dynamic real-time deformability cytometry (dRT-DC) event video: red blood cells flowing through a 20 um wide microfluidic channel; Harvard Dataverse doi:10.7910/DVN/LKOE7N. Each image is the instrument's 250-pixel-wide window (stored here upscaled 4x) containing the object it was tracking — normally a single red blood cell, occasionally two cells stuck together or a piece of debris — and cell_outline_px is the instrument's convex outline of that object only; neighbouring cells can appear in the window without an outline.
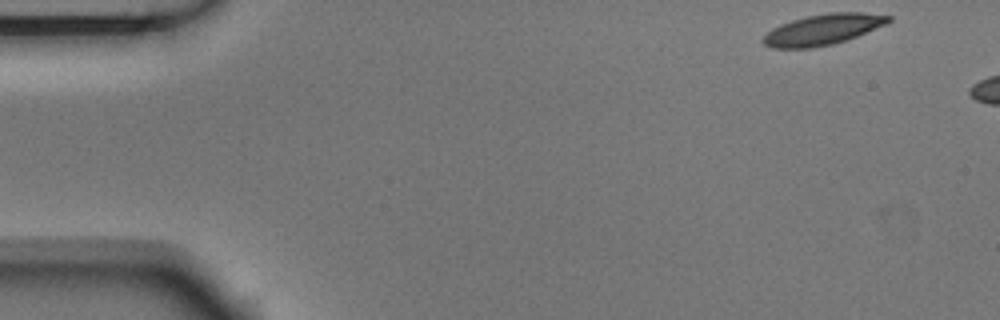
{"species": "Egyptian fruit bat (a non-hibernating species)", "species_latin": "Rousettus aegyptiacus", "temperature_condition": "room temperature", "stored_images_in_passage": 6, "camera_frame_rate_fps": 3000, "um_per_image_px": 0.085, "animal": {"sex": "male"}, "frame": {"image": 1, "passage_image": 1, "time_ms": 0.0, "image_size_px": [1000, 320], "cell_outline_px": [[892, 20], [884, 24], [856, 36], [832, 44], [812, 48], [772, 48], [764, 44], [760, 40], [772, 28], [780, 24], [792, 20], [808, 16], [828, 12], [864, 12], [892, 16]], "centroid_in_image_um": [69.91, 2.5], "position_along_channel_um": 15.1, "area_um2": 22.25}}